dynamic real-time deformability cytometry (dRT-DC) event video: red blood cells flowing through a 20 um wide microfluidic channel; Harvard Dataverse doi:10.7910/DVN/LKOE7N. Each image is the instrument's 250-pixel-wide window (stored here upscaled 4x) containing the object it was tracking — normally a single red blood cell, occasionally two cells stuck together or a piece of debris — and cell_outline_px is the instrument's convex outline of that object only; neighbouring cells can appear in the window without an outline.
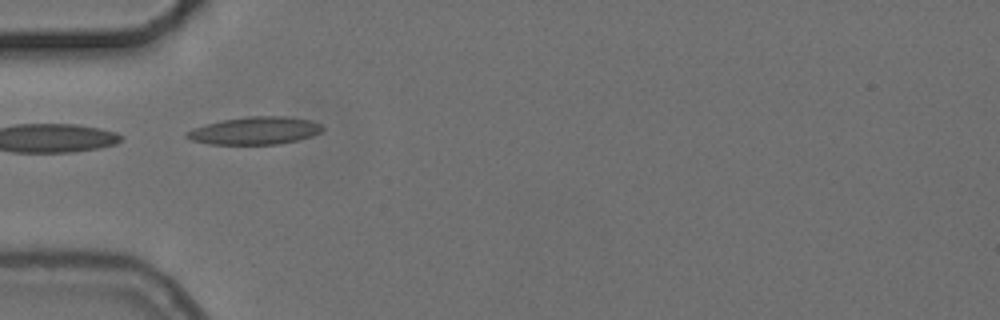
{"species": "common noctule bat (a hibernating species)", "species_latin": "Nyctalus noctula", "temperature_condition": "cold", "stored_images_in_passage": 4, "camera_frame_rate_fps": 3000, "um_per_image_px": 0.085, "animal": {"sex": "female", "body_mass_g": 24.6, "forearm_length_mm": 56.2}, "frame": {"image": 1, "passage_image": 3, "time_ms": 3.333, "image_size_px": [1000, 320], "cell_outline_px": [[324, 128], [320, 132], [312, 136], [280, 144], [208, 144], [192, 140], [184, 136], [184, 132], [192, 128], [204, 124], [224, 120], [248, 116], [288, 116], [312, 120], [320, 124]], "centroid_in_image_um": [21.65, 11.1], "position_along_channel_um": 63.3, "area_um2": 21.96}}